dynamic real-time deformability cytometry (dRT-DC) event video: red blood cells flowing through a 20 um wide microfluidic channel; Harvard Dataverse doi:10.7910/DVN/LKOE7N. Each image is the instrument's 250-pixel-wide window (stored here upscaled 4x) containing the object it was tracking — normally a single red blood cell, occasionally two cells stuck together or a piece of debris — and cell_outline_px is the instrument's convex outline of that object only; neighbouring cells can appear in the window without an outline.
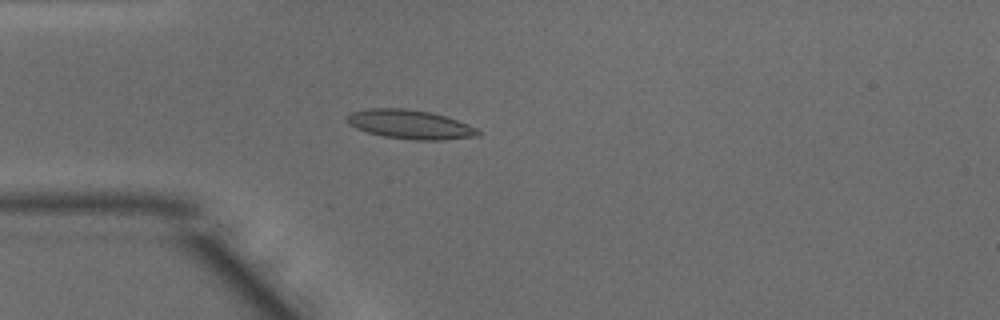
{"species": "common noctule bat (a hibernating species)", "species_latin": "Nyctalus noctula", "temperature_condition": "warm", "stored_images_in_passage": 47, "camera_frame_rate_fps": 3000, "um_per_image_px": 0.085, "animal": {"sex": "male", "body_mass_g": 15.6}, "frame": {"image": 1, "passage_image": 12, "time_ms": 3.667, "image_size_px": [1000, 320], "cell_outline_px": [[484, 132], [480, 136], [440, 140], [412, 140], [384, 136], [368, 132], [356, 128], [348, 124], [344, 120], [352, 112], [372, 108], [404, 108], [432, 112], [468, 124]], "centroid_in_image_um": [34.88, 10.58], "position_along_channel_um": 50.1, "area_um2": 22.25}}
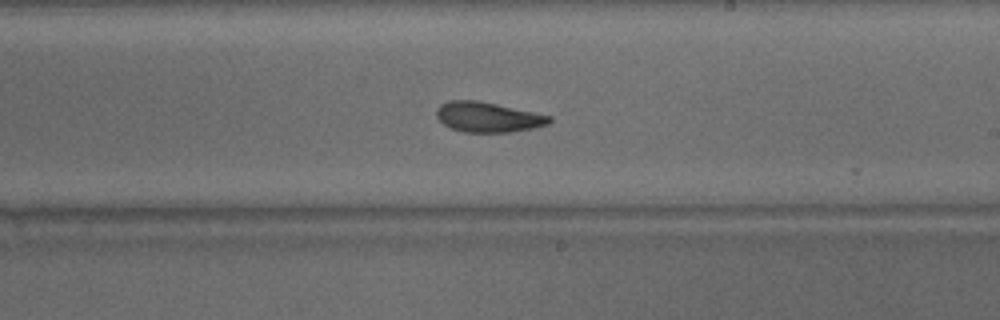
{"frame": {"image": 2, "passage_image": 27, "time_ms": 8.667, "image_size_px": [1000, 320], "cell_outline_px": [[552, 120], [548, 124], [532, 128], [508, 132], [464, 132], [452, 128], [444, 124], [436, 116], [436, 108], [440, 104], [448, 100], [476, 100], [496, 104], [552, 116]], "centroid_in_image_um": [41.45, 9.94], "position_along_channel_um": 247.6, "area_um2": 19.65}}
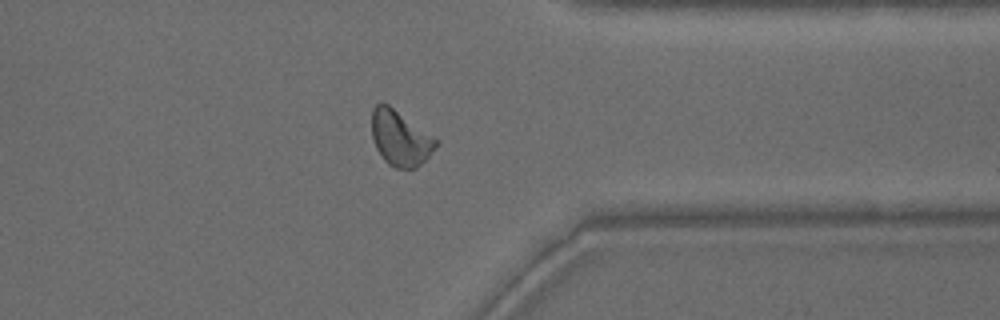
{"frame": {"image": 3, "passage_image": 37, "time_ms": 12.0, "image_size_px": [1000, 320], "cell_outline_px": [[440, 140], [428, 156], [416, 168], [396, 168], [388, 164], [384, 160], [376, 148], [372, 136], [372, 108], [380, 100], [388, 104]], "centroid_in_image_um": [34.0, 11.71], "position_along_channel_um": 377.4, "area_um2": 20.69}, "authors_computed_cell_mechanics": {"area_um2": 20.23, "velocity_mm_per_s": 4.1108, "shape_relaxation_time_tau1_ms": 5.624, "shape_relaxation_time_tau2_ms": 2.6729, "deformation_change_tau1": 0.1708, "deformation_change_tau2": 0.0886}}